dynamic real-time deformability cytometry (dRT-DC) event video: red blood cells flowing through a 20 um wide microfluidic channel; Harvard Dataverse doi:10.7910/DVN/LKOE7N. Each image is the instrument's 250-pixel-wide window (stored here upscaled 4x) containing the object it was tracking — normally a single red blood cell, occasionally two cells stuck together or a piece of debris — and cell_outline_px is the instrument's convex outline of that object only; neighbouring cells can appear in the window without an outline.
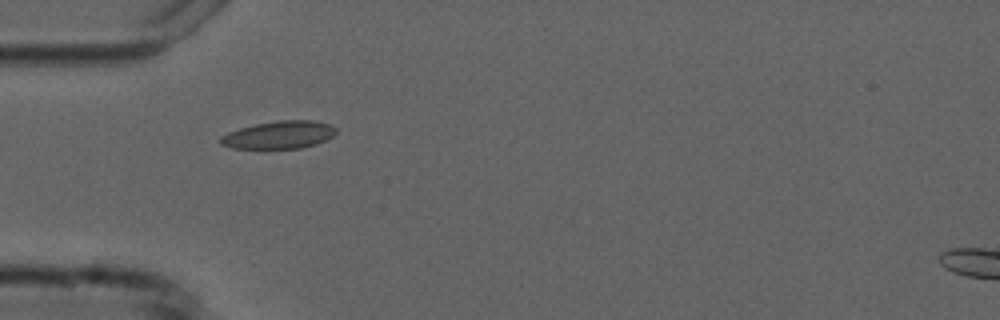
{"species": "common noctule bat (a hibernating species)", "species_latin": "Nyctalus noctula", "temperature_condition": "cold", "stored_images_in_passage": 2, "camera_frame_rate_fps": 3000, "um_per_image_px": 0.085, "animal": {"sex": "male", "forearm_length_mm": 52.5}, "frame": {"image": 1, "passage_image": 1, "time_ms": 0.0, "image_size_px": [1000, 320], "cell_outline_px": [[336, 132], [332, 136], [316, 144], [300, 148], [232, 148], [220, 144], [220, 136], [228, 132], [240, 128], [256, 124], [280, 120], [312, 120], [328, 124], [336, 128]], "centroid_in_image_um": [23.7, 11.46], "position_along_channel_um": 61.3, "area_um2": 18.44}}
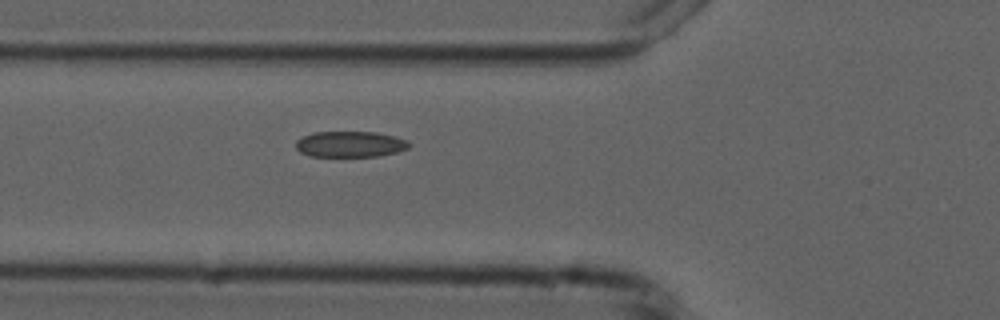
{"frame": {"image": 2, "passage_image": 2, "time_ms": 1.0, "image_size_px": [1000, 320], "cell_outline_px": [[412, 144], [408, 148], [396, 152], [380, 156], [308, 156], [300, 152], [296, 148], [296, 140], [312, 132], [376, 132], [396, 136], [408, 140]], "centroid_in_image_um": [29.79, 12.25], "position_along_channel_um": 96.0, "area_um2": 17.22}}